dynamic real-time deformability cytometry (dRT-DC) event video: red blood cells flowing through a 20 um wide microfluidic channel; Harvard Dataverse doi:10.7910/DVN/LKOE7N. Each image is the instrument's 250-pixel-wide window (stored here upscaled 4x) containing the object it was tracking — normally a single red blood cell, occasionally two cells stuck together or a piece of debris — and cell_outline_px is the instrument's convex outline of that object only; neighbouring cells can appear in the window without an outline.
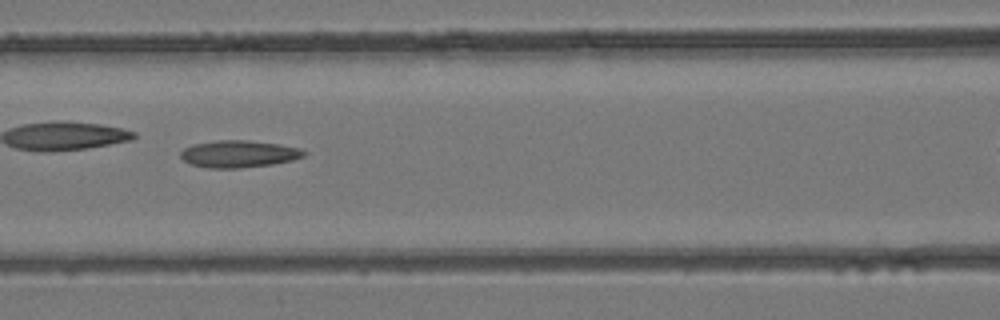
{"species": "common noctule bat (a hibernating species)", "species_latin": "Nyctalus noctula", "temperature_condition": "room temperature", "stored_images_in_passage": 26, "camera_frame_rate_fps": 3000, "um_per_image_px": 0.085, "animal": {"sex": "female", "body_mass_g": 24.6, "forearm_length_mm": 56.2}, "frame": {"image": 1, "passage_image": 8, "time_ms": 2.333, "image_size_px": [1000, 320], "cell_outline_px": [[308, 152], [304, 156], [292, 160], [272, 164], [240, 168], [208, 168], [192, 164], [184, 160], [180, 156], [180, 152], [184, 148], [192, 144], [216, 140], [248, 140], [276, 144], [300, 148]], "centroid_in_image_um": [20.28, 13.08], "position_along_channel_um": 146.3, "area_um2": 19.42}}